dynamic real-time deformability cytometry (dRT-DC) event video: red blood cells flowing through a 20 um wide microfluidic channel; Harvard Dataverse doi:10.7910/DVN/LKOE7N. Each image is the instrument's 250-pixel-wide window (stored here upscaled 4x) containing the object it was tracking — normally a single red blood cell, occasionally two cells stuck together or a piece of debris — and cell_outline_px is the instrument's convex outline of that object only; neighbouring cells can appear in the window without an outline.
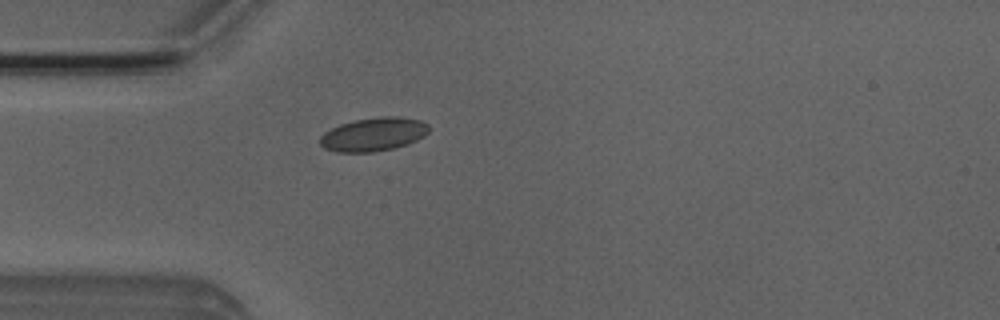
{"species": "Egyptian fruit bat (a non-hibernating species)", "species_latin": "Rousettus aegyptiacus", "temperature_condition": "room temperature", "stored_images_in_passage": 5, "camera_frame_rate_fps": 3000, "um_per_image_px": 0.085, "animal": {"sex": "male"}, "frame": {"image": 1, "passage_image": 5, "time_ms": 1.333, "image_size_px": [1000, 320], "cell_outline_px": [[428, 132], [424, 136], [408, 144], [392, 148], [372, 152], [336, 152], [324, 148], [320, 144], [320, 136], [324, 132], [340, 124], [356, 120], [380, 116], [400, 116], [420, 120], [428, 124]], "centroid_in_image_um": [31.74, 11.41], "position_along_channel_um": 53.3, "area_um2": 21.27}}